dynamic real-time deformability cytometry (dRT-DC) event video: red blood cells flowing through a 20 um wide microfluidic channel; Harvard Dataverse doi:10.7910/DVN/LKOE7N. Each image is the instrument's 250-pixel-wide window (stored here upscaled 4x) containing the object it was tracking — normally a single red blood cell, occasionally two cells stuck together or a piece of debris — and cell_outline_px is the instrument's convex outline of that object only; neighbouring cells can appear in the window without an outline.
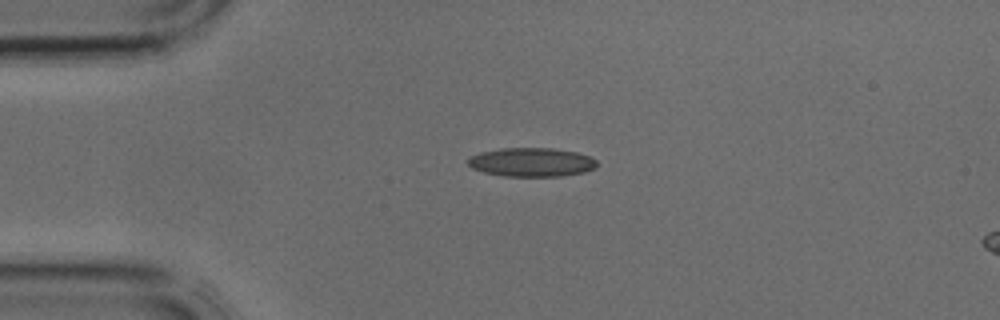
{"species": "common noctule bat (a hibernating species)", "species_latin": "Nyctalus noctula", "temperature_condition": "cold", "stored_images_in_passage": 2, "segment_of_instrument_passage": [1, 2], "camera_frame_rate_fps": 3000, "um_per_image_px": 0.085, "animal": {"sex": "male", "body_mass_g": 17.9, "forearm_length_mm": 54.2}, "frame": {"image": 1, "passage_image": 1, "time_ms": 0.0, "image_size_px": [1000, 320], "cell_outline_px": [[596, 168], [584, 172], [560, 176], [504, 176], [484, 172], [472, 168], [468, 164], [468, 160], [472, 156], [480, 152], [500, 148], [552, 148], [576, 152], [588, 156], [596, 160]], "centroid_in_image_um": [45.18, 13.78], "position_along_channel_um": 39.8, "area_um2": 21.56}}